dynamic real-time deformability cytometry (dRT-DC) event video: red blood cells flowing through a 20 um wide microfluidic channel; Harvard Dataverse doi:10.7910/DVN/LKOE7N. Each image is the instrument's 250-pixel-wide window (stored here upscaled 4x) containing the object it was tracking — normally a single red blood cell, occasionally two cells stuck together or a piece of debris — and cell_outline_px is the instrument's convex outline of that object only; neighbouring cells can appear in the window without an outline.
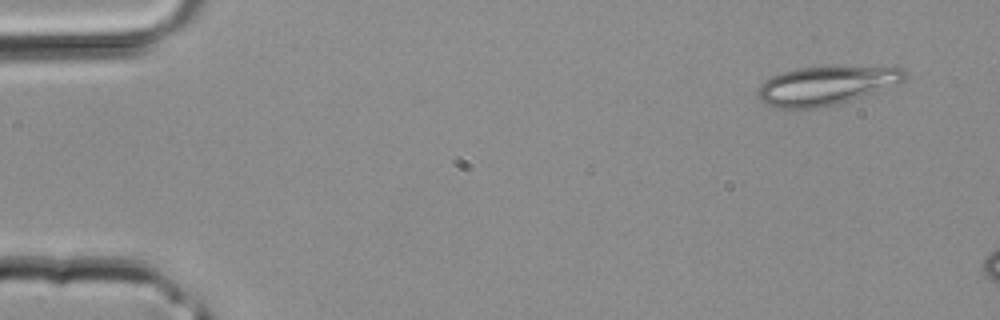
{"species": "common noctule bat (a hibernating species)", "species_latin": "Nyctalus noctula", "temperature_condition": "room temperature", "stored_images_in_passage": 4, "camera_frame_rate_fps": 3000, "um_per_image_px": 0.085, "animal": {"sex": "male", "body_mass_g": 20.4}, "frame": {"image": 1, "passage_image": 1, "time_ms": 0.0, "image_size_px": [1000, 320], "cell_outline_px": [[908, 76], [900, 84], [836, 104], [820, 108], [776, 108], [764, 104], [760, 100], [756, 92], [760, 84], [764, 80], [772, 76], [796, 68], [888, 64], [892, 64], [904, 68]], "centroid_in_image_um": [70.32, 7.23], "position_along_channel_um": 14.7, "area_um2": 34.16}}